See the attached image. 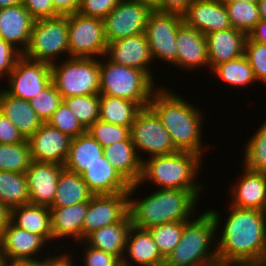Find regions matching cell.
Returning a JSON list of instances; mask_svg holds the SVG:
<instances>
[{"instance_id":"6da1fadb","label":"cell","mask_w":266,"mask_h":266,"mask_svg":"<svg viewBox=\"0 0 266 266\" xmlns=\"http://www.w3.org/2000/svg\"><path fill=\"white\" fill-rule=\"evenodd\" d=\"M229 207L225 223L218 210L208 209L216 230H220L216 236L220 266H266V214L256 209Z\"/></svg>"},{"instance_id":"7a4b0ae2","label":"cell","mask_w":266,"mask_h":266,"mask_svg":"<svg viewBox=\"0 0 266 266\" xmlns=\"http://www.w3.org/2000/svg\"><path fill=\"white\" fill-rule=\"evenodd\" d=\"M181 96L169 87L167 90V86H160L153 92L148 106L169 132L178 151L193 152L203 158L205 149L209 148L202 141L204 114Z\"/></svg>"},{"instance_id":"3957f363","label":"cell","mask_w":266,"mask_h":266,"mask_svg":"<svg viewBox=\"0 0 266 266\" xmlns=\"http://www.w3.org/2000/svg\"><path fill=\"white\" fill-rule=\"evenodd\" d=\"M202 157L188 151H178L168 155L145 158L142 162V173L138 183L131 184L129 196L149 181L157 189H183L190 190L199 199L205 185L196 180L199 169L202 167ZM199 182V183H198Z\"/></svg>"},{"instance_id":"277c9868","label":"cell","mask_w":266,"mask_h":266,"mask_svg":"<svg viewBox=\"0 0 266 266\" xmlns=\"http://www.w3.org/2000/svg\"><path fill=\"white\" fill-rule=\"evenodd\" d=\"M152 192L143 199L129 196V214L134 227L148 230L165 223L190 221L197 214L199 198L190 190L157 189Z\"/></svg>"},{"instance_id":"5b68a950","label":"cell","mask_w":266,"mask_h":266,"mask_svg":"<svg viewBox=\"0 0 266 266\" xmlns=\"http://www.w3.org/2000/svg\"><path fill=\"white\" fill-rule=\"evenodd\" d=\"M217 233L208 210L196 215L184 224L181 240L166 256L164 266H220L217 247L213 245L217 244Z\"/></svg>"},{"instance_id":"8992f818","label":"cell","mask_w":266,"mask_h":266,"mask_svg":"<svg viewBox=\"0 0 266 266\" xmlns=\"http://www.w3.org/2000/svg\"><path fill=\"white\" fill-rule=\"evenodd\" d=\"M155 82L140 69L100 58V94L127 99L144 108L159 87Z\"/></svg>"},{"instance_id":"52a82bcc","label":"cell","mask_w":266,"mask_h":266,"mask_svg":"<svg viewBox=\"0 0 266 266\" xmlns=\"http://www.w3.org/2000/svg\"><path fill=\"white\" fill-rule=\"evenodd\" d=\"M62 60L51 64L52 82L62 98L100 94L99 58L69 57Z\"/></svg>"},{"instance_id":"ba28073f","label":"cell","mask_w":266,"mask_h":266,"mask_svg":"<svg viewBox=\"0 0 266 266\" xmlns=\"http://www.w3.org/2000/svg\"><path fill=\"white\" fill-rule=\"evenodd\" d=\"M23 55L49 64L55 63L60 56L69 58L68 16L35 20L28 48Z\"/></svg>"},{"instance_id":"9c48e42d","label":"cell","mask_w":266,"mask_h":266,"mask_svg":"<svg viewBox=\"0 0 266 266\" xmlns=\"http://www.w3.org/2000/svg\"><path fill=\"white\" fill-rule=\"evenodd\" d=\"M130 136L142 161L146 158L143 157L145 153L151 158L178 152L169 132L149 106L137 114L130 128Z\"/></svg>"},{"instance_id":"30bf717a","label":"cell","mask_w":266,"mask_h":266,"mask_svg":"<svg viewBox=\"0 0 266 266\" xmlns=\"http://www.w3.org/2000/svg\"><path fill=\"white\" fill-rule=\"evenodd\" d=\"M107 44L102 19L78 12L68 15L70 57L101 58L105 55Z\"/></svg>"},{"instance_id":"8fae6325","label":"cell","mask_w":266,"mask_h":266,"mask_svg":"<svg viewBox=\"0 0 266 266\" xmlns=\"http://www.w3.org/2000/svg\"><path fill=\"white\" fill-rule=\"evenodd\" d=\"M183 16L176 13L153 11L145 27L153 61L160 59L165 64L177 65L176 38Z\"/></svg>"},{"instance_id":"7c38bea8","label":"cell","mask_w":266,"mask_h":266,"mask_svg":"<svg viewBox=\"0 0 266 266\" xmlns=\"http://www.w3.org/2000/svg\"><path fill=\"white\" fill-rule=\"evenodd\" d=\"M5 79L6 93L30 101L51 82V64L26 58L23 54L17 59L14 69Z\"/></svg>"},{"instance_id":"4fadbf2b","label":"cell","mask_w":266,"mask_h":266,"mask_svg":"<svg viewBox=\"0 0 266 266\" xmlns=\"http://www.w3.org/2000/svg\"><path fill=\"white\" fill-rule=\"evenodd\" d=\"M152 12L150 8L137 1L121 0L103 19L107 43L145 33Z\"/></svg>"},{"instance_id":"5bb4252c","label":"cell","mask_w":266,"mask_h":266,"mask_svg":"<svg viewBox=\"0 0 266 266\" xmlns=\"http://www.w3.org/2000/svg\"><path fill=\"white\" fill-rule=\"evenodd\" d=\"M129 213V192L93 195L82 226V241L102 227L120 222Z\"/></svg>"},{"instance_id":"9a60e30c","label":"cell","mask_w":266,"mask_h":266,"mask_svg":"<svg viewBox=\"0 0 266 266\" xmlns=\"http://www.w3.org/2000/svg\"><path fill=\"white\" fill-rule=\"evenodd\" d=\"M47 244L41 236L20 229L10 221L0 235V254L9 264L35 263L42 259L38 255Z\"/></svg>"},{"instance_id":"2e32d148","label":"cell","mask_w":266,"mask_h":266,"mask_svg":"<svg viewBox=\"0 0 266 266\" xmlns=\"http://www.w3.org/2000/svg\"><path fill=\"white\" fill-rule=\"evenodd\" d=\"M104 56L113 63L140 69L154 81L149 65L154 61L145 33L109 42Z\"/></svg>"},{"instance_id":"e0dca14e","label":"cell","mask_w":266,"mask_h":266,"mask_svg":"<svg viewBox=\"0 0 266 266\" xmlns=\"http://www.w3.org/2000/svg\"><path fill=\"white\" fill-rule=\"evenodd\" d=\"M28 141L33 161L64 166L72 138L48 123H43Z\"/></svg>"},{"instance_id":"ac0fdd59","label":"cell","mask_w":266,"mask_h":266,"mask_svg":"<svg viewBox=\"0 0 266 266\" xmlns=\"http://www.w3.org/2000/svg\"><path fill=\"white\" fill-rule=\"evenodd\" d=\"M64 166L31 161L26 171L29 204L50 208L55 198L59 175Z\"/></svg>"},{"instance_id":"d6986e66","label":"cell","mask_w":266,"mask_h":266,"mask_svg":"<svg viewBox=\"0 0 266 266\" xmlns=\"http://www.w3.org/2000/svg\"><path fill=\"white\" fill-rule=\"evenodd\" d=\"M182 16L187 26L204 35L232 28L227 8L220 0H194Z\"/></svg>"},{"instance_id":"ffe728a7","label":"cell","mask_w":266,"mask_h":266,"mask_svg":"<svg viewBox=\"0 0 266 266\" xmlns=\"http://www.w3.org/2000/svg\"><path fill=\"white\" fill-rule=\"evenodd\" d=\"M34 21L23 4L0 9V38L23 54L28 48Z\"/></svg>"},{"instance_id":"44dd1931","label":"cell","mask_w":266,"mask_h":266,"mask_svg":"<svg viewBox=\"0 0 266 266\" xmlns=\"http://www.w3.org/2000/svg\"><path fill=\"white\" fill-rule=\"evenodd\" d=\"M176 45L177 68L186 71L202 67L209 69L206 36L200 31L183 23L178 29Z\"/></svg>"},{"instance_id":"7402d4cb","label":"cell","mask_w":266,"mask_h":266,"mask_svg":"<svg viewBox=\"0 0 266 266\" xmlns=\"http://www.w3.org/2000/svg\"><path fill=\"white\" fill-rule=\"evenodd\" d=\"M241 178L229 186L231 206L263 211L266 194V173L253 171L243 165Z\"/></svg>"},{"instance_id":"603a6c76","label":"cell","mask_w":266,"mask_h":266,"mask_svg":"<svg viewBox=\"0 0 266 266\" xmlns=\"http://www.w3.org/2000/svg\"><path fill=\"white\" fill-rule=\"evenodd\" d=\"M131 262L137 264L136 266H164L165 262L150 232L133 225L129 230L121 260L122 266H133Z\"/></svg>"},{"instance_id":"cb8c5ba5","label":"cell","mask_w":266,"mask_h":266,"mask_svg":"<svg viewBox=\"0 0 266 266\" xmlns=\"http://www.w3.org/2000/svg\"><path fill=\"white\" fill-rule=\"evenodd\" d=\"M209 58V70L220 63L237 59L244 55L247 34L230 28L205 35Z\"/></svg>"},{"instance_id":"d4e9b609","label":"cell","mask_w":266,"mask_h":266,"mask_svg":"<svg viewBox=\"0 0 266 266\" xmlns=\"http://www.w3.org/2000/svg\"><path fill=\"white\" fill-rule=\"evenodd\" d=\"M81 176L93 195L129 192L131 186L104 155L90 165Z\"/></svg>"},{"instance_id":"484cf974","label":"cell","mask_w":266,"mask_h":266,"mask_svg":"<svg viewBox=\"0 0 266 266\" xmlns=\"http://www.w3.org/2000/svg\"><path fill=\"white\" fill-rule=\"evenodd\" d=\"M53 242L64 238L82 241V226L88 210V202L65 207H50ZM63 238V239H62Z\"/></svg>"},{"instance_id":"4316f807","label":"cell","mask_w":266,"mask_h":266,"mask_svg":"<svg viewBox=\"0 0 266 266\" xmlns=\"http://www.w3.org/2000/svg\"><path fill=\"white\" fill-rule=\"evenodd\" d=\"M0 112H2L29 139L43 124L29 101L14 97L0 89Z\"/></svg>"},{"instance_id":"83f0119b","label":"cell","mask_w":266,"mask_h":266,"mask_svg":"<svg viewBox=\"0 0 266 266\" xmlns=\"http://www.w3.org/2000/svg\"><path fill=\"white\" fill-rule=\"evenodd\" d=\"M103 155L130 185L139 182L143 161L131 136L127 140L104 147Z\"/></svg>"},{"instance_id":"f1b7e54d","label":"cell","mask_w":266,"mask_h":266,"mask_svg":"<svg viewBox=\"0 0 266 266\" xmlns=\"http://www.w3.org/2000/svg\"><path fill=\"white\" fill-rule=\"evenodd\" d=\"M131 226L132 220L128 213L120 222L92 232L83 241L90 247L113 254L122 260Z\"/></svg>"},{"instance_id":"f546056e","label":"cell","mask_w":266,"mask_h":266,"mask_svg":"<svg viewBox=\"0 0 266 266\" xmlns=\"http://www.w3.org/2000/svg\"><path fill=\"white\" fill-rule=\"evenodd\" d=\"M10 221L18 228L37 234L52 244L51 212L48 207L26 204L12 208Z\"/></svg>"},{"instance_id":"4dcf8cb0","label":"cell","mask_w":266,"mask_h":266,"mask_svg":"<svg viewBox=\"0 0 266 266\" xmlns=\"http://www.w3.org/2000/svg\"><path fill=\"white\" fill-rule=\"evenodd\" d=\"M102 155L103 147L88 132H85L72 138L64 168L81 175L90 165L100 160Z\"/></svg>"},{"instance_id":"1f68e13d","label":"cell","mask_w":266,"mask_h":266,"mask_svg":"<svg viewBox=\"0 0 266 266\" xmlns=\"http://www.w3.org/2000/svg\"><path fill=\"white\" fill-rule=\"evenodd\" d=\"M92 196L93 194L82 176L64 168L59 175L56 194L51 207H65L89 202Z\"/></svg>"},{"instance_id":"d6a6232c","label":"cell","mask_w":266,"mask_h":266,"mask_svg":"<svg viewBox=\"0 0 266 266\" xmlns=\"http://www.w3.org/2000/svg\"><path fill=\"white\" fill-rule=\"evenodd\" d=\"M99 119L111 124L130 127L142 107L127 99L99 94Z\"/></svg>"},{"instance_id":"836d02e7","label":"cell","mask_w":266,"mask_h":266,"mask_svg":"<svg viewBox=\"0 0 266 266\" xmlns=\"http://www.w3.org/2000/svg\"><path fill=\"white\" fill-rule=\"evenodd\" d=\"M211 72L217 76V80H221L223 84L237 86L241 88H246L248 86H253L252 83H256L254 72L249 64L248 59L245 55L223 62L215 66Z\"/></svg>"},{"instance_id":"e575fe53","label":"cell","mask_w":266,"mask_h":266,"mask_svg":"<svg viewBox=\"0 0 266 266\" xmlns=\"http://www.w3.org/2000/svg\"><path fill=\"white\" fill-rule=\"evenodd\" d=\"M0 201L10 210L29 204V192L25 173L0 171Z\"/></svg>"},{"instance_id":"d590c367","label":"cell","mask_w":266,"mask_h":266,"mask_svg":"<svg viewBox=\"0 0 266 266\" xmlns=\"http://www.w3.org/2000/svg\"><path fill=\"white\" fill-rule=\"evenodd\" d=\"M28 139L22 143H0V171L26 173L31 163Z\"/></svg>"},{"instance_id":"8d00e7d4","label":"cell","mask_w":266,"mask_h":266,"mask_svg":"<svg viewBox=\"0 0 266 266\" xmlns=\"http://www.w3.org/2000/svg\"><path fill=\"white\" fill-rule=\"evenodd\" d=\"M259 126L244 146L242 165L253 171L266 173V119Z\"/></svg>"},{"instance_id":"74e56055","label":"cell","mask_w":266,"mask_h":266,"mask_svg":"<svg viewBox=\"0 0 266 266\" xmlns=\"http://www.w3.org/2000/svg\"><path fill=\"white\" fill-rule=\"evenodd\" d=\"M63 102L86 130L99 119V94L63 98Z\"/></svg>"},{"instance_id":"f35d334b","label":"cell","mask_w":266,"mask_h":266,"mask_svg":"<svg viewBox=\"0 0 266 266\" xmlns=\"http://www.w3.org/2000/svg\"><path fill=\"white\" fill-rule=\"evenodd\" d=\"M232 28L241 30L247 35L261 20L257 2L238 1L225 4Z\"/></svg>"},{"instance_id":"ab89813d","label":"cell","mask_w":266,"mask_h":266,"mask_svg":"<svg viewBox=\"0 0 266 266\" xmlns=\"http://www.w3.org/2000/svg\"><path fill=\"white\" fill-rule=\"evenodd\" d=\"M186 222L187 221H177L165 223L148 229L153 241L164 258L178 245Z\"/></svg>"},{"instance_id":"60d3db41","label":"cell","mask_w":266,"mask_h":266,"mask_svg":"<svg viewBox=\"0 0 266 266\" xmlns=\"http://www.w3.org/2000/svg\"><path fill=\"white\" fill-rule=\"evenodd\" d=\"M87 132L104 148L113 143L127 140L130 137V127L95 121Z\"/></svg>"},{"instance_id":"b9f144b4","label":"cell","mask_w":266,"mask_h":266,"mask_svg":"<svg viewBox=\"0 0 266 266\" xmlns=\"http://www.w3.org/2000/svg\"><path fill=\"white\" fill-rule=\"evenodd\" d=\"M62 102L63 98L53 82L29 101L43 123H47Z\"/></svg>"},{"instance_id":"7bdbcfd3","label":"cell","mask_w":266,"mask_h":266,"mask_svg":"<svg viewBox=\"0 0 266 266\" xmlns=\"http://www.w3.org/2000/svg\"><path fill=\"white\" fill-rule=\"evenodd\" d=\"M47 123L59 129L62 133L69 135L71 138H75L87 132L64 102L59 105L58 109L52 114Z\"/></svg>"},{"instance_id":"ee69618b","label":"cell","mask_w":266,"mask_h":266,"mask_svg":"<svg viewBox=\"0 0 266 266\" xmlns=\"http://www.w3.org/2000/svg\"><path fill=\"white\" fill-rule=\"evenodd\" d=\"M244 55L251 65L257 83L260 81L266 84V45L257 43L247 36Z\"/></svg>"},{"instance_id":"f6af8a7d","label":"cell","mask_w":266,"mask_h":266,"mask_svg":"<svg viewBox=\"0 0 266 266\" xmlns=\"http://www.w3.org/2000/svg\"><path fill=\"white\" fill-rule=\"evenodd\" d=\"M84 247L82 266H122L121 260L108 252L88 246L84 241L79 242ZM86 246V247H85Z\"/></svg>"},{"instance_id":"bcb514c9","label":"cell","mask_w":266,"mask_h":266,"mask_svg":"<svg viewBox=\"0 0 266 266\" xmlns=\"http://www.w3.org/2000/svg\"><path fill=\"white\" fill-rule=\"evenodd\" d=\"M121 0H80L78 13L104 19Z\"/></svg>"},{"instance_id":"7dc6e473","label":"cell","mask_w":266,"mask_h":266,"mask_svg":"<svg viewBox=\"0 0 266 266\" xmlns=\"http://www.w3.org/2000/svg\"><path fill=\"white\" fill-rule=\"evenodd\" d=\"M22 54L11 44L0 38V77L4 81L11 71L14 69L17 59Z\"/></svg>"},{"instance_id":"c3c4849f","label":"cell","mask_w":266,"mask_h":266,"mask_svg":"<svg viewBox=\"0 0 266 266\" xmlns=\"http://www.w3.org/2000/svg\"><path fill=\"white\" fill-rule=\"evenodd\" d=\"M23 6L35 20L59 16L54 10L52 0H24Z\"/></svg>"},{"instance_id":"681fc988","label":"cell","mask_w":266,"mask_h":266,"mask_svg":"<svg viewBox=\"0 0 266 266\" xmlns=\"http://www.w3.org/2000/svg\"><path fill=\"white\" fill-rule=\"evenodd\" d=\"M25 140L18 128L0 112V143L17 144Z\"/></svg>"},{"instance_id":"f907efd6","label":"cell","mask_w":266,"mask_h":266,"mask_svg":"<svg viewBox=\"0 0 266 266\" xmlns=\"http://www.w3.org/2000/svg\"><path fill=\"white\" fill-rule=\"evenodd\" d=\"M67 251L62 250V253H56L54 251V255H46L47 257H43L45 253H42V259L38 260L35 262L37 266H75L74 264L76 263L74 261V256L70 253H66ZM57 255V256H56ZM73 259V260H72ZM77 266V265H76Z\"/></svg>"},{"instance_id":"816d5d0a","label":"cell","mask_w":266,"mask_h":266,"mask_svg":"<svg viewBox=\"0 0 266 266\" xmlns=\"http://www.w3.org/2000/svg\"><path fill=\"white\" fill-rule=\"evenodd\" d=\"M194 0H162L158 12L183 15Z\"/></svg>"},{"instance_id":"f5cc1de1","label":"cell","mask_w":266,"mask_h":266,"mask_svg":"<svg viewBox=\"0 0 266 266\" xmlns=\"http://www.w3.org/2000/svg\"><path fill=\"white\" fill-rule=\"evenodd\" d=\"M52 4L59 16H68L78 12L80 0H52Z\"/></svg>"},{"instance_id":"db71d44e","label":"cell","mask_w":266,"mask_h":266,"mask_svg":"<svg viewBox=\"0 0 266 266\" xmlns=\"http://www.w3.org/2000/svg\"><path fill=\"white\" fill-rule=\"evenodd\" d=\"M247 36L257 43L266 45V20L261 19Z\"/></svg>"},{"instance_id":"11a10c76","label":"cell","mask_w":266,"mask_h":266,"mask_svg":"<svg viewBox=\"0 0 266 266\" xmlns=\"http://www.w3.org/2000/svg\"><path fill=\"white\" fill-rule=\"evenodd\" d=\"M11 210L0 201V235L10 222Z\"/></svg>"},{"instance_id":"9f6ffc18","label":"cell","mask_w":266,"mask_h":266,"mask_svg":"<svg viewBox=\"0 0 266 266\" xmlns=\"http://www.w3.org/2000/svg\"><path fill=\"white\" fill-rule=\"evenodd\" d=\"M134 1L144 4L152 11H157L160 8L162 2V0H134Z\"/></svg>"},{"instance_id":"6f0895ef","label":"cell","mask_w":266,"mask_h":266,"mask_svg":"<svg viewBox=\"0 0 266 266\" xmlns=\"http://www.w3.org/2000/svg\"><path fill=\"white\" fill-rule=\"evenodd\" d=\"M24 0H0V9L15 6L18 4H23Z\"/></svg>"},{"instance_id":"680465c9","label":"cell","mask_w":266,"mask_h":266,"mask_svg":"<svg viewBox=\"0 0 266 266\" xmlns=\"http://www.w3.org/2000/svg\"><path fill=\"white\" fill-rule=\"evenodd\" d=\"M260 18L266 20V0H258L257 1Z\"/></svg>"},{"instance_id":"91938a15","label":"cell","mask_w":266,"mask_h":266,"mask_svg":"<svg viewBox=\"0 0 266 266\" xmlns=\"http://www.w3.org/2000/svg\"><path fill=\"white\" fill-rule=\"evenodd\" d=\"M220 1L224 4H232L238 1L254 3L257 2L258 0H220Z\"/></svg>"},{"instance_id":"94428289","label":"cell","mask_w":266,"mask_h":266,"mask_svg":"<svg viewBox=\"0 0 266 266\" xmlns=\"http://www.w3.org/2000/svg\"><path fill=\"white\" fill-rule=\"evenodd\" d=\"M9 266H37L35 263H13L9 264Z\"/></svg>"},{"instance_id":"6125c7cd","label":"cell","mask_w":266,"mask_h":266,"mask_svg":"<svg viewBox=\"0 0 266 266\" xmlns=\"http://www.w3.org/2000/svg\"><path fill=\"white\" fill-rule=\"evenodd\" d=\"M0 266H9V263L0 254Z\"/></svg>"},{"instance_id":"be15d7a7","label":"cell","mask_w":266,"mask_h":266,"mask_svg":"<svg viewBox=\"0 0 266 266\" xmlns=\"http://www.w3.org/2000/svg\"><path fill=\"white\" fill-rule=\"evenodd\" d=\"M263 212L266 214V194H265V202H264Z\"/></svg>"}]
</instances>
